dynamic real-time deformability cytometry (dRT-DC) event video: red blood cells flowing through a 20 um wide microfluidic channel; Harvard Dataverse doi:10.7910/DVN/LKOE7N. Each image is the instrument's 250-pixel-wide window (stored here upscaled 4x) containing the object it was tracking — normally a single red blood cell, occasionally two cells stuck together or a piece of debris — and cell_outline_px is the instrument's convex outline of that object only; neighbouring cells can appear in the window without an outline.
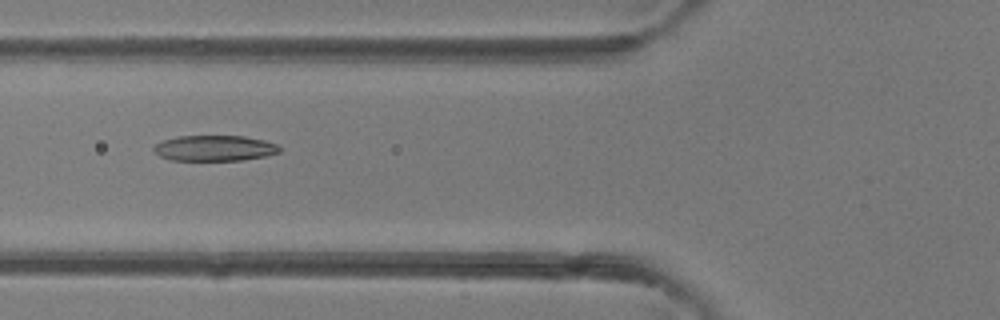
{"species": "common noctule bat (a hibernating species)", "species_latin": "Nyctalus noctula", "temperature_condition": "room temperature", "stored_images_in_passage": 4, "camera_frame_rate_fps": 3000, "um_per_image_px": 0.085, "animal": {"sex": "female"}, "frame": {"image": 1, "passage_image": 4, "time_ms": 3.667, "image_size_px": [1000, 320], "cell_outline_px": [[280, 152], [264, 156], [244, 160], [172, 160], [160, 156], [152, 152], [152, 148], [156, 144], [164, 140], [176, 136], [244, 136], [264, 140], [276, 144], [280, 148]], "centroid_in_image_um": [18.21, 12.59], "position_along_channel_um": 107.6, "area_um2": 18.79}}